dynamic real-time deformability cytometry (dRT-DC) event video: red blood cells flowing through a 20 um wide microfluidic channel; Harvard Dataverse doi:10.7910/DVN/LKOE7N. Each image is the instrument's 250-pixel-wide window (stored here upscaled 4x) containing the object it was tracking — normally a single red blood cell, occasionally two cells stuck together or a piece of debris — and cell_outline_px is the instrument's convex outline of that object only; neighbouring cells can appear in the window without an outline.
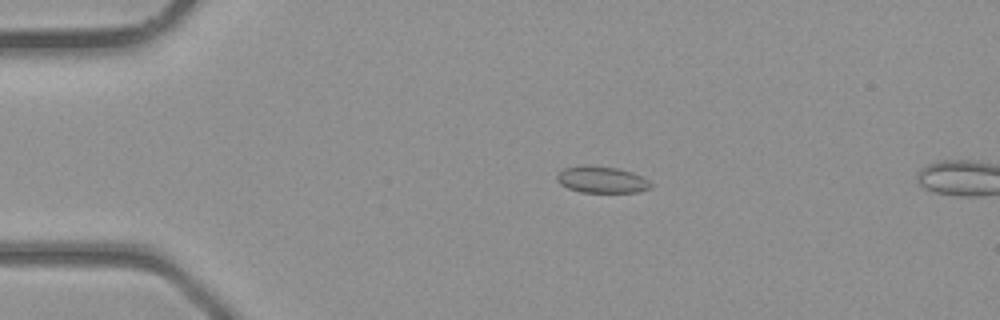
{"species": "common noctule bat (a hibernating species)", "species_latin": "Nyctalus noctula", "temperature_condition": "room temperature", "stored_images_in_passage": 3, "camera_frame_rate_fps": 3000, "um_per_image_px": 0.085, "animal": {"sex": "male", "body_mass_g": 23.1, "forearm_length_mm": 52.7}, "frame": {"image": 1, "passage_image": 1, "time_ms": 0.0, "image_size_px": [1000, 320], "cell_outline_px": [[652, 188], [640, 192], [580, 192], [568, 188], [560, 184], [556, 180], [556, 172], [564, 168], [584, 164], [588, 164], [620, 168], [644, 176], [652, 184]], "centroid_in_image_um": [51.14, 15.25], "position_along_channel_um": 33.9, "area_um2": 15.03}}